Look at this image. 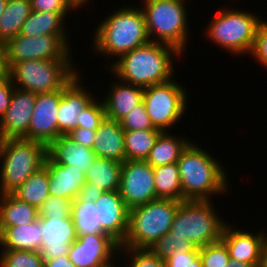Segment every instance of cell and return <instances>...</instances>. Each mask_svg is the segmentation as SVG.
Returning a JSON list of instances; mask_svg holds the SVG:
<instances>
[{
	"label": "cell",
	"mask_w": 267,
	"mask_h": 267,
	"mask_svg": "<svg viewBox=\"0 0 267 267\" xmlns=\"http://www.w3.org/2000/svg\"><path fill=\"white\" fill-rule=\"evenodd\" d=\"M5 46L8 69L26 60L72 59L70 47L60 36L18 34L7 41Z\"/></svg>",
	"instance_id": "11"
},
{
	"label": "cell",
	"mask_w": 267,
	"mask_h": 267,
	"mask_svg": "<svg viewBox=\"0 0 267 267\" xmlns=\"http://www.w3.org/2000/svg\"><path fill=\"white\" fill-rule=\"evenodd\" d=\"M62 89L49 93L36 94V101L26 140L49 145L57 139V113Z\"/></svg>",
	"instance_id": "14"
},
{
	"label": "cell",
	"mask_w": 267,
	"mask_h": 267,
	"mask_svg": "<svg viewBox=\"0 0 267 267\" xmlns=\"http://www.w3.org/2000/svg\"><path fill=\"white\" fill-rule=\"evenodd\" d=\"M95 206L103 230L121 245L128 232L129 209L119 191H104Z\"/></svg>",
	"instance_id": "17"
},
{
	"label": "cell",
	"mask_w": 267,
	"mask_h": 267,
	"mask_svg": "<svg viewBox=\"0 0 267 267\" xmlns=\"http://www.w3.org/2000/svg\"><path fill=\"white\" fill-rule=\"evenodd\" d=\"M202 267H226L230 256L226 245L219 240L199 248Z\"/></svg>",
	"instance_id": "35"
},
{
	"label": "cell",
	"mask_w": 267,
	"mask_h": 267,
	"mask_svg": "<svg viewBox=\"0 0 267 267\" xmlns=\"http://www.w3.org/2000/svg\"><path fill=\"white\" fill-rule=\"evenodd\" d=\"M12 194L39 209L50 195L47 165L32 173Z\"/></svg>",
	"instance_id": "30"
},
{
	"label": "cell",
	"mask_w": 267,
	"mask_h": 267,
	"mask_svg": "<svg viewBox=\"0 0 267 267\" xmlns=\"http://www.w3.org/2000/svg\"><path fill=\"white\" fill-rule=\"evenodd\" d=\"M96 130H88L83 128H75L67 135L72 138L76 143L92 149L95 141Z\"/></svg>",
	"instance_id": "44"
},
{
	"label": "cell",
	"mask_w": 267,
	"mask_h": 267,
	"mask_svg": "<svg viewBox=\"0 0 267 267\" xmlns=\"http://www.w3.org/2000/svg\"><path fill=\"white\" fill-rule=\"evenodd\" d=\"M45 164L48 168L50 195L68 200L79 196L86 183V176L81 170L54 163L48 156Z\"/></svg>",
	"instance_id": "21"
},
{
	"label": "cell",
	"mask_w": 267,
	"mask_h": 267,
	"mask_svg": "<svg viewBox=\"0 0 267 267\" xmlns=\"http://www.w3.org/2000/svg\"><path fill=\"white\" fill-rule=\"evenodd\" d=\"M92 150L97 157L125 161L124 130L119 121L105 118L96 130Z\"/></svg>",
	"instance_id": "23"
},
{
	"label": "cell",
	"mask_w": 267,
	"mask_h": 267,
	"mask_svg": "<svg viewBox=\"0 0 267 267\" xmlns=\"http://www.w3.org/2000/svg\"><path fill=\"white\" fill-rule=\"evenodd\" d=\"M31 11L30 0H7L0 18V40L6 43L17 36Z\"/></svg>",
	"instance_id": "29"
},
{
	"label": "cell",
	"mask_w": 267,
	"mask_h": 267,
	"mask_svg": "<svg viewBox=\"0 0 267 267\" xmlns=\"http://www.w3.org/2000/svg\"><path fill=\"white\" fill-rule=\"evenodd\" d=\"M47 156L57 164L76 168L86 174L96 159L95 152L62 134L47 146Z\"/></svg>",
	"instance_id": "19"
},
{
	"label": "cell",
	"mask_w": 267,
	"mask_h": 267,
	"mask_svg": "<svg viewBox=\"0 0 267 267\" xmlns=\"http://www.w3.org/2000/svg\"><path fill=\"white\" fill-rule=\"evenodd\" d=\"M103 192L104 191L95 186L93 183H85L79 192L78 198L80 200H90L95 202Z\"/></svg>",
	"instance_id": "45"
},
{
	"label": "cell",
	"mask_w": 267,
	"mask_h": 267,
	"mask_svg": "<svg viewBox=\"0 0 267 267\" xmlns=\"http://www.w3.org/2000/svg\"><path fill=\"white\" fill-rule=\"evenodd\" d=\"M110 88L111 91L102 100L107 119L120 121L143 102L144 88L142 87L119 81L112 84Z\"/></svg>",
	"instance_id": "22"
},
{
	"label": "cell",
	"mask_w": 267,
	"mask_h": 267,
	"mask_svg": "<svg viewBox=\"0 0 267 267\" xmlns=\"http://www.w3.org/2000/svg\"><path fill=\"white\" fill-rule=\"evenodd\" d=\"M221 10L213 16L206 30L207 38L232 54H249L262 20L241 10Z\"/></svg>",
	"instance_id": "9"
},
{
	"label": "cell",
	"mask_w": 267,
	"mask_h": 267,
	"mask_svg": "<svg viewBox=\"0 0 267 267\" xmlns=\"http://www.w3.org/2000/svg\"><path fill=\"white\" fill-rule=\"evenodd\" d=\"M70 60L22 61L9 69V76L16 88L36 94L54 92L64 88L78 74Z\"/></svg>",
	"instance_id": "7"
},
{
	"label": "cell",
	"mask_w": 267,
	"mask_h": 267,
	"mask_svg": "<svg viewBox=\"0 0 267 267\" xmlns=\"http://www.w3.org/2000/svg\"><path fill=\"white\" fill-rule=\"evenodd\" d=\"M216 214L210 200L181 201L170 231L149 249L161 259L174 251H199V248L221 240L227 223Z\"/></svg>",
	"instance_id": "1"
},
{
	"label": "cell",
	"mask_w": 267,
	"mask_h": 267,
	"mask_svg": "<svg viewBox=\"0 0 267 267\" xmlns=\"http://www.w3.org/2000/svg\"><path fill=\"white\" fill-rule=\"evenodd\" d=\"M9 75V69L6 63V46L5 42L0 40V77Z\"/></svg>",
	"instance_id": "47"
},
{
	"label": "cell",
	"mask_w": 267,
	"mask_h": 267,
	"mask_svg": "<svg viewBox=\"0 0 267 267\" xmlns=\"http://www.w3.org/2000/svg\"><path fill=\"white\" fill-rule=\"evenodd\" d=\"M79 76L77 74L62 88V97L57 113V138L77 128L79 114L94 100V96L81 85Z\"/></svg>",
	"instance_id": "18"
},
{
	"label": "cell",
	"mask_w": 267,
	"mask_h": 267,
	"mask_svg": "<svg viewBox=\"0 0 267 267\" xmlns=\"http://www.w3.org/2000/svg\"><path fill=\"white\" fill-rule=\"evenodd\" d=\"M122 163L96 157L88 168L86 183H93L102 191H119Z\"/></svg>",
	"instance_id": "27"
},
{
	"label": "cell",
	"mask_w": 267,
	"mask_h": 267,
	"mask_svg": "<svg viewBox=\"0 0 267 267\" xmlns=\"http://www.w3.org/2000/svg\"><path fill=\"white\" fill-rule=\"evenodd\" d=\"M161 132L159 129L124 131L125 160L145 161Z\"/></svg>",
	"instance_id": "33"
},
{
	"label": "cell",
	"mask_w": 267,
	"mask_h": 267,
	"mask_svg": "<svg viewBox=\"0 0 267 267\" xmlns=\"http://www.w3.org/2000/svg\"><path fill=\"white\" fill-rule=\"evenodd\" d=\"M119 249L120 244L110 235L89 234L78 237L71 244L68 257L76 267H115L111 259Z\"/></svg>",
	"instance_id": "13"
},
{
	"label": "cell",
	"mask_w": 267,
	"mask_h": 267,
	"mask_svg": "<svg viewBox=\"0 0 267 267\" xmlns=\"http://www.w3.org/2000/svg\"><path fill=\"white\" fill-rule=\"evenodd\" d=\"M184 200H211L226 193L228 181L224 169L211 154L190 142L177 161ZM220 192V193H219Z\"/></svg>",
	"instance_id": "3"
},
{
	"label": "cell",
	"mask_w": 267,
	"mask_h": 267,
	"mask_svg": "<svg viewBox=\"0 0 267 267\" xmlns=\"http://www.w3.org/2000/svg\"><path fill=\"white\" fill-rule=\"evenodd\" d=\"M166 267H202L199 251H174L165 259Z\"/></svg>",
	"instance_id": "40"
},
{
	"label": "cell",
	"mask_w": 267,
	"mask_h": 267,
	"mask_svg": "<svg viewBox=\"0 0 267 267\" xmlns=\"http://www.w3.org/2000/svg\"><path fill=\"white\" fill-rule=\"evenodd\" d=\"M191 141L185 138L171 136L167 131L159 134L153 148L151 149L147 159L153 168L161 165L177 163L182 151Z\"/></svg>",
	"instance_id": "28"
},
{
	"label": "cell",
	"mask_w": 267,
	"mask_h": 267,
	"mask_svg": "<svg viewBox=\"0 0 267 267\" xmlns=\"http://www.w3.org/2000/svg\"><path fill=\"white\" fill-rule=\"evenodd\" d=\"M72 202L73 200L49 195V197L43 202L41 207L38 209L39 217H70L72 210Z\"/></svg>",
	"instance_id": "38"
},
{
	"label": "cell",
	"mask_w": 267,
	"mask_h": 267,
	"mask_svg": "<svg viewBox=\"0 0 267 267\" xmlns=\"http://www.w3.org/2000/svg\"><path fill=\"white\" fill-rule=\"evenodd\" d=\"M157 199L183 201L180 173L177 163L153 168Z\"/></svg>",
	"instance_id": "32"
},
{
	"label": "cell",
	"mask_w": 267,
	"mask_h": 267,
	"mask_svg": "<svg viewBox=\"0 0 267 267\" xmlns=\"http://www.w3.org/2000/svg\"><path fill=\"white\" fill-rule=\"evenodd\" d=\"M180 201L156 199L129 210L128 232L120 247L150 249L170 231Z\"/></svg>",
	"instance_id": "5"
},
{
	"label": "cell",
	"mask_w": 267,
	"mask_h": 267,
	"mask_svg": "<svg viewBox=\"0 0 267 267\" xmlns=\"http://www.w3.org/2000/svg\"><path fill=\"white\" fill-rule=\"evenodd\" d=\"M94 99L85 109L79 114L77 120V128L88 130H97L100 124L105 120L106 113L103 101Z\"/></svg>",
	"instance_id": "36"
},
{
	"label": "cell",
	"mask_w": 267,
	"mask_h": 267,
	"mask_svg": "<svg viewBox=\"0 0 267 267\" xmlns=\"http://www.w3.org/2000/svg\"><path fill=\"white\" fill-rule=\"evenodd\" d=\"M0 267H44L39 251L2 250Z\"/></svg>",
	"instance_id": "34"
},
{
	"label": "cell",
	"mask_w": 267,
	"mask_h": 267,
	"mask_svg": "<svg viewBox=\"0 0 267 267\" xmlns=\"http://www.w3.org/2000/svg\"><path fill=\"white\" fill-rule=\"evenodd\" d=\"M0 158V194L12 193L45 165L47 145L23 138L0 140Z\"/></svg>",
	"instance_id": "6"
},
{
	"label": "cell",
	"mask_w": 267,
	"mask_h": 267,
	"mask_svg": "<svg viewBox=\"0 0 267 267\" xmlns=\"http://www.w3.org/2000/svg\"><path fill=\"white\" fill-rule=\"evenodd\" d=\"M71 216L77 238L89 234H107L98 222V207L95 202L76 197L72 202Z\"/></svg>",
	"instance_id": "31"
},
{
	"label": "cell",
	"mask_w": 267,
	"mask_h": 267,
	"mask_svg": "<svg viewBox=\"0 0 267 267\" xmlns=\"http://www.w3.org/2000/svg\"><path fill=\"white\" fill-rule=\"evenodd\" d=\"M119 193L131 208L156 200L153 167L146 161H124L121 167Z\"/></svg>",
	"instance_id": "12"
},
{
	"label": "cell",
	"mask_w": 267,
	"mask_h": 267,
	"mask_svg": "<svg viewBox=\"0 0 267 267\" xmlns=\"http://www.w3.org/2000/svg\"><path fill=\"white\" fill-rule=\"evenodd\" d=\"M42 229L43 222L39 218L25 225L0 227V246L2 250L39 251L43 241Z\"/></svg>",
	"instance_id": "24"
},
{
	"label": "cell",
	"mask_w": 267,
	"mask_h": 267,
	"mask_svg": "<svg viewBox=\"0 0 267 267\" xmlns=\"http://www.w3.org/2000/svg\"><path fill=\"white\" fill-rule=\"evenodd\" d=\"M33 11L69 13L65 0H30Z\"/></svg>",
	"instance_id": "42"
},
{
	"label": "cell",
	"mask_w": 267,
	"mask_h": 267,
	"mask_svg": "<svg viewBox=\"0 0 267 267\" xmlns=\"http://www.w3.org/2000/svg\"><path fill=\"white\" fill-rule=\"evenodd\" d=\"M88 0H65L67 6L70 8V10H74V8H78L80 7L81 5L84 6L85 3H88L86 2Z\"/></svg>",
	"instance_id": "49"
},
{
	"label": "cell",
	"mask_w": 267,
	"mask_h": 267,
	"mask_svg": "<svg viewBox=\"0 0 267 267\" xmlns=\"http://www.w3.org/2000/svg\"><path fill=\"white\" fill-rule=\"evenodd\" d=\"M44 267H76L70 260L68 255L54 258L44 259Z\"/></svg>",
	"instance_id": "46"
},
{
	"label": "cell",
	"mask_w": 267,
	"mask_h": 267,
	"mask_svg": "<svg viewBox=\"0 0 267 267\" xmlns=\"http://www.w3.org/2000/svg\"><path fill=\"white\" fill-rule=\"evenodd\" d=\"M36 93L14 87L7 111L0 119V140L26 139Z\"/></svg>",
	"instance_id": "15"
},
{
	"label": "cell",
	"mask_w": 267,
	"mask_h": 267,
	"mask_svg": "<svg viewBox=\"0 0 267 267\" xmlns=\"http://www.w3.org/2000/svg\"><path fill=\"white\" fill-rule=\"evenodd\" d=\"M179 54L182 55V52L171 45L148 42L120 56L118 61L113 62L111 72L122 82L150 87L173 79L175 72L171 57H180Z\"/></svg>",
	"instance_id": "2"
},
{
	"label": "cell",
	"mask_w": 267,
	"mask_h": 267,
	"mask_svg": "<svg viewBox=\"0 0 267 267\" xmlns=\"http://www.w3.org/2000/svg\"><path fill=\"white\" fill-rule=\"evenodd\" d=\"M67 13L40 12L31 11L26 21L21 27V35L39 36L54 35L60 36L68 44V36L66 37L64 28V17Z\"/></svg>",
	"instance_id": "25"
},
{
	"label": "cell",
	"mask_w": 267,
	"mask_h": 267,
	"mask_svg": "<svg viewBox=\"0 0 267 267\" xmlns=\"http://www.w3.org/2000/svg\"><path fill=\"white\" fill-rule=\"evenodd\" d=\"M119 122L124 131L157 129L153 126L143 102L134 107Z\"/></svg>",
	"instance_id": "37"
},
{
	"label": "cell",
	"mask_w": 267,
	"mask_h": 267,
	"mask_svg": "<svg viewBox=\"0 0 267 267\" xmlns=\"http://www.w3.org/2000/svg\"><path fill=\"white\" fill-rule=\"evenodd\" d=\"M259 64L267 68V21L260 22L256 31L253 48L250 52Z\"/></svg>",
	"instance_id": "41"
},
{
	"label": "cell",
	"mask_w": 267,
	"mask_h": 267,
	"mask_svg": "<svg viewBox=\"0 0 267 267\" xmlns=\"http://www.w3.org/2000/svg\"><path fill=\"white\" fill-rule=\"evenodd\" d=\"M264 234L260 232L253 235L247 231L233 230L227 224L224 227L221 241L226 245L230 259L258 267Z\"/></svg>",
	"instance_id": "20"
},
{
	"label": "cell",
	"mask_w": 267,
	"mask_h": 267,
	"mask_svg": "<svg viewBox=\"0 0 267 267\" xmlns=\"http://www.w3.org/2000/svg\"><path fill=\"white\" fill-rule=\"evenodd\" d=\"M43 222L40 255L43 259H54L68 255L71 244L77 239L72 216L39 217Z\"/></svg>",
	"instance_id": "16"
},
{
	"label": "cell",
	"mask_w": 267,
	"mask_h": 267,
	"mask_svg": "<svg viewBox=\"0 0 267 267\" xmlns=\"http://www.w3.org/2000/svg\"><path fill=\"white\" fill-rule=\"evenodd\" d=\"M122 252L132 254L130 257V264L126 267H166L165 260L153 254L149 249H134L129 247H120Z\"/></svg>",
	"instance_id": "39"
},
{
	"label": "cell",
	"mask_w": 267,
	"mask_h": 267,
	"mask_svg": "<svg viewBox=\"0 0 267 267\" xmlns=\"http://www.w3.org/2000/svg\"><path fill=\"white\" fill-rule=\"evenodd\" d=\"M0 227L33 223L39 218L38 209L15 197L12 193L0 196Z\"/></svg>",
	"instance_id": "26"
},
{
	"label": "cell",
	"mask_w": 267,
	"mask_h": 267,
	"mask_svg": "<svg viewBox=\"0 0 267 267\" xmlns=\"http://www.w3.org/2000/svg\"><path fill=\"white\" fill-rule=\"evenodd\" d=\"M143 12L150 42H160L184 53L188 29L184 0H144ZM154 34V35H153ZM153 35V36H152ZM158 36L159 38H154ZM160 39V40H159Z\"/></svg>",
	"instance_id": "8"
},
{
	"label": "cell",
	"mask_w": 267,
	"mask_h": 267,
	"mask_svg": "<svg viewBox=\"0 0 267 267\" xmlns=\"http://www.w3.org/2000/svg\"><path fill=\"white\" fill-rule=\"evenodd\" d=\"M186 92L173 79L144 88L143 103L155 128L167 131L179 121L187 108Z\"/></svg>",
	"instance_id": "10"
},
{
	"label": "cell",
	"mask_w": 267,
	"mask_h": 267,
	"mask_svg": "<svg viewBox=\"0 0 267 267\" xmlns=\"http://www.w3.org/2000/svg\"><path fill=\"white\" fill-rule=\"evenodd\" d=\"M113 12L95 30L97 53L120 57L150 42L142 9L128 6Z\"/></svg>",
	"instance_id": "4"
},
{
	"label": "cell",
	"mask_w": 267,
	"mask_h": 267,
	"mask_svg": "<svg viewBox=\"0 0 267 267\" xmlns=\"http://www.w3.org/2000/svg\"><path fill=\"white\" fill-rule=\"evenodd\" d=\"M7 0H0V18L4 13Z\"/></svg>",
	"instance_id": "51"
},
{
	"label": "cell",
	"mask_w": 267,
	"mask_h": 267,
	"mask_svg": "<svg viewBox=\"0 0 267 267\" xmlns=\"http://www.w3.org/2000/svg\"><path fill=\"white\" fill-rule=\"evenodd\" d=\"M14 87L9 75L0 77V119L7 111Z\"/></svg>",
	"instance_id": "43"
},
{
	"label": "cell",
	"mask_w": 267,
	"mask_h": 267,
	"mask_svg": "<svg viewBox=\"0 0 267 267\" xmlns=\"http://www.w3.org/2000/svg\"><path fill=\"white\" fill-rule=\"evenodd\" d=\"M258 267H267V236L265 237V234L261 245L260 262Z\"/></svg>",
	"instance_id": "48"
},
{
	"label": "cell",
	"mask_w": 267,
	"mask_h": 267,
	"mask_svg": "<svg viewBox=\"0 0 267 267\" xmlns=\"http://www.w3.org/2000/svg\"><path fill=\"white\" fill-rule=\"evenodd\" d=\"M226 267H253L252 265H250L249 263H245V262H240L238 260H232L230 259V261L227 263Z\"/></svg>",
	"instance_id": "50"
}]
</instances>
